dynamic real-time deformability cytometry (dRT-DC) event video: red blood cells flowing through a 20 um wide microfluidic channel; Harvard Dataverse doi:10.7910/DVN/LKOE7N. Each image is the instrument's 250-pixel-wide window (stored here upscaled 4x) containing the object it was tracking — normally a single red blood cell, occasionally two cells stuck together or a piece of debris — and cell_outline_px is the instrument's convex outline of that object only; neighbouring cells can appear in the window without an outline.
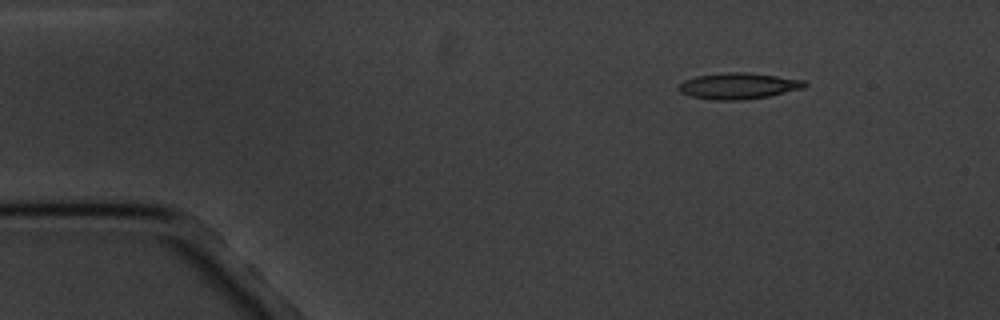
{"species": "common noctule bat (a hibernating species)", "species_latin": "Nyctalus noctula", "temperature_condition": "cold", "stored_images_in_passage": 6, "camera_frame_rate_fps": 3000, "um_per_image_px": 0.085, "animal": {"sex": "male", "body_mass_g": 20.1, "forearm_length_mm": 53.5}, "frame": {"image": 1, "passage_image": 1, "time_ms": 0.0, "image_size_px": [1000, 320], "cell_outline_px": [[808, 84], [804, 88], [768, 96], [740, 100], [716, 100], [692, 96], [680, 92], [676, 88], [684, 80], [696, 76], [728, 72], [744, 72], [776, 76], [804, 80]], "centroid_in_image_um": [62.76, 7.3], "position_along_channel_um": 22.2, "area_um2": 19.02}}
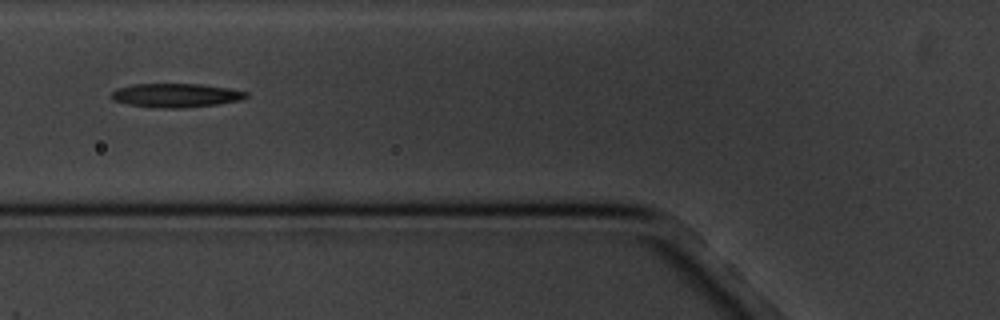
{"frame": {"image": 2, "passage_image": 5, "time_ms": 4.667, "image_size_px": [1000, 320], "cell_outline_px": [[248, 96], [240, 100], [216, 104], [180, 108], [164, 108], [128, 104], [112, 100], [108, 96], [116, 88], [132, 84], [200, 84], [228, 88], [248, 92]], "centroid_in_image_um": [14.9, 8.09], "position_along_channel_um": 110.9, "area_um2": 18.67}}
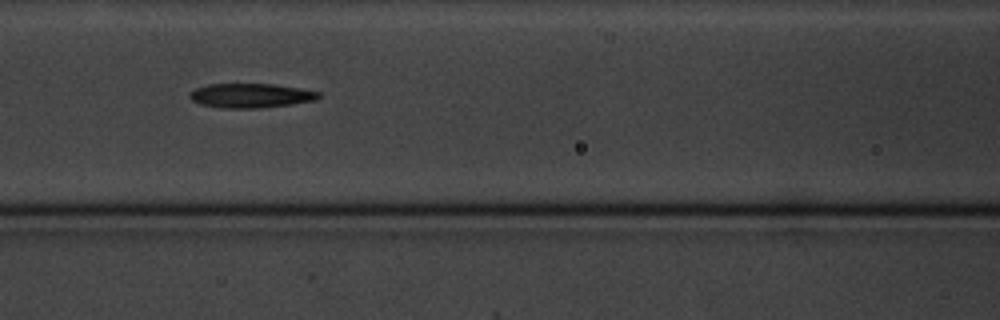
{"frame": {"image": 3, "passage_image": 6, "time_ms": 5.667, "image_size_px": [1000, 320], "cell_outline_px": [[320, 96], [316, 100], [292, 104], [256, 108], [220, 108], [200, 104], [192, 100], [188, 96], [188, 92], [196, 88], [208, 84], [272, 84], [300, 88], [320, 92]], "centroid_in_image_um": [21.28, 8.12], "position_along_channel_um": 145.3, "area_um2": 18.32}}